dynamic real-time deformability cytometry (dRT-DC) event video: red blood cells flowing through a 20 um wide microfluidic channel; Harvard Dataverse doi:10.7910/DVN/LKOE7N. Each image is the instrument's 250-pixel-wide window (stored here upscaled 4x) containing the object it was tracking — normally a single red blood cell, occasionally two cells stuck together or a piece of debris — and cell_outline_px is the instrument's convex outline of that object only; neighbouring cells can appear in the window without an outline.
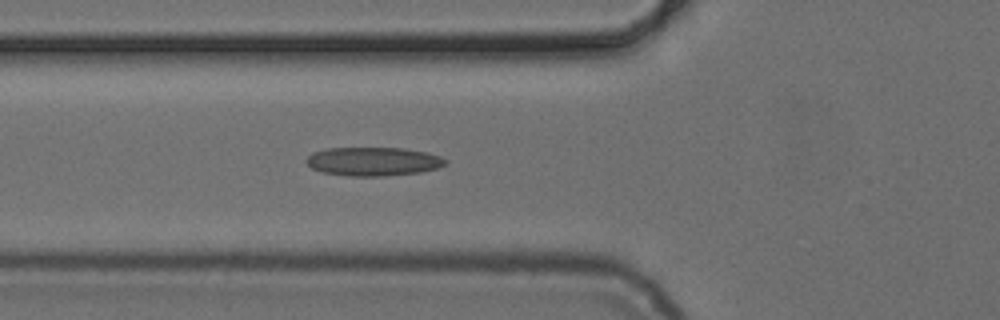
{"species": "common noctule bat (a hibernating species)", "species_latin": "Nyctalus noctula", "temperature_condition": "cold", "stored_images_in_passage": 2, "camera_frame_rate_fps": 3000, "um_per_image_px": 0.085, "animal": {"sex": "female", "body_mass_g": 24.6, "forearm_length_mm": 56.2}, "frame": {"image": 1, "passage_image": 2, "time_ms": 1.0, "image_size_px": [1000, 320], "cell_outline_px": [[448, 164], [436, 168], [420, 172], [384, 176], [348, 176], [324, 172], [312, 168], [304, 160], [312, 152], [324, 148], [404, 148], [428, 152], [440, 156], [448, 160]], "centroid_in_image_um": [31.74, 13.71], "position_along_channel_um": 94.1, "area_um2": 23.41}}